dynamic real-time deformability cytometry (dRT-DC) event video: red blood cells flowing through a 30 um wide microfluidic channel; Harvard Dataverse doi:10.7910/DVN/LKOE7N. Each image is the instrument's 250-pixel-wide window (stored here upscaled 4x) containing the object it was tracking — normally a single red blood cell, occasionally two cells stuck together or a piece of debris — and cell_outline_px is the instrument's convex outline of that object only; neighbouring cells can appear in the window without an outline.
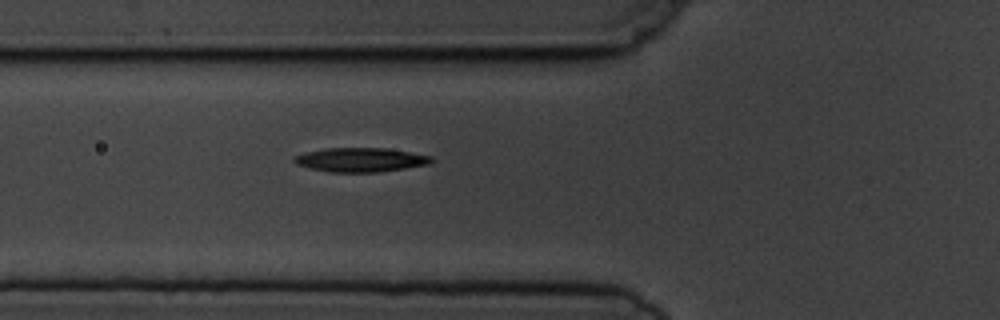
{"species": "common noctule bat (a hibernating species)", "species_latin": "Nyctalus noctula", "temperature_condition": "cold", "stored_images_in_passage": 3, "camera_frame_rate_fps": 3000, "um_per_image_px": 0.085, "animal": {"sex": "male", "body_mass_g": 19.5, "forearm_length_mm": 54.6}, "frame": {"image": 1, "passage_image": 3, "time_ms": 2.333, "image_size_px": [1000, 320], "cell_outline_px": [[436, 160], [428, 164], [380, 172], [328, 172], [308, 168], [296, 164], [292, 160], [292, 156], [304, 152], [324, 148], [388, 148], [432, 156]], "centroid_in_image_um": [30.61, 13.58], "position_along_channel_um": 95.2, "area_um2": 19.54}}